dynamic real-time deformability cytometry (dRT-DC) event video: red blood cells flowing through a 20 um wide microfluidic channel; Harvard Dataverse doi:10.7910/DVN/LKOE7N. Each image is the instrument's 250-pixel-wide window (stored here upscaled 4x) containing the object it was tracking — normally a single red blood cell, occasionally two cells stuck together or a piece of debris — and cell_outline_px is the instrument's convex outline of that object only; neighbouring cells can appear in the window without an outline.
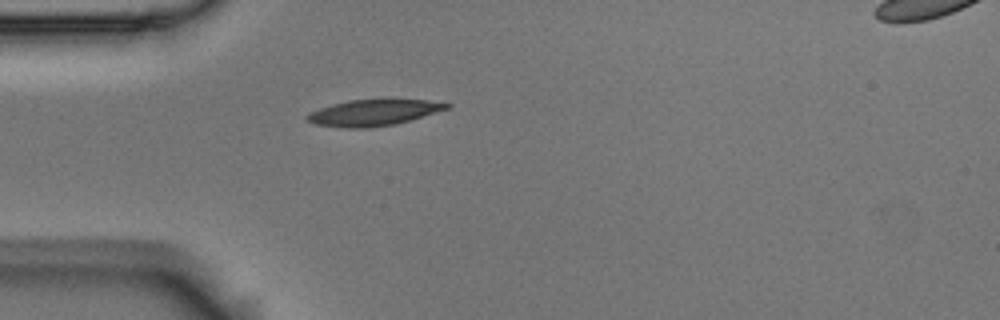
{"species": "Egyptian fruit bat (a non-hibernating species)", "species_latin": "Rousettus aegyptiacus", "temperature_condition": "room temperature", "stored_images_in_passage": 3, "camera_frame_rate_fps": 3000, "um_per_image_px": 0.085, "animal": {"sex": "male"}, "frame": {"image": 1, "passage_image": 3, "time_ms": 0.667, "image_size_px": [1000, 320], "cell_outline_px": [[452, 104], [448, 108], [408, 120], [392, 124], [368, 128], [344, 128], [316, 124], [308, 120], [304, 116], [308, 112], [332, 104], [348, 100], [428, 100]], "centroid_in_image_um": [31.67, 9.57], "position_along_channel_um": 53.3, "area_um2": 20.81}}